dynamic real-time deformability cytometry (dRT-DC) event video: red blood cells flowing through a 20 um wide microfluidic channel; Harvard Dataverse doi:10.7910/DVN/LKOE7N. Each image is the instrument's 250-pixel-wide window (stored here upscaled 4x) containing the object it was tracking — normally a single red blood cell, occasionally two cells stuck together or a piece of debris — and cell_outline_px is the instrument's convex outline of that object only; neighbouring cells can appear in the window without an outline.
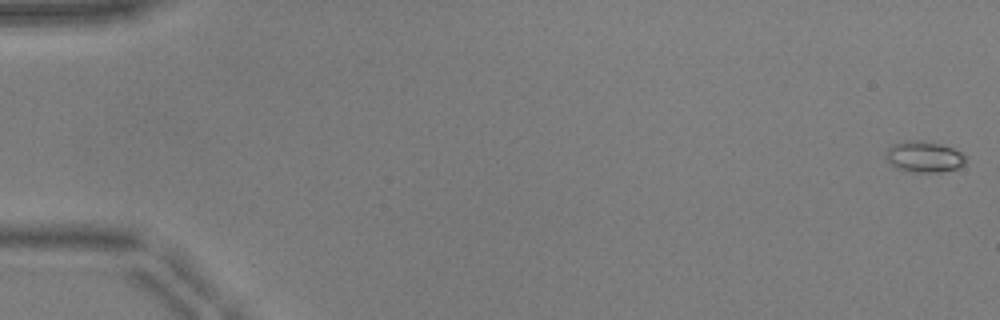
{"species": "common noctule bat (a hibernating species)", "species_latin": "Nyctalus noctula", "temperature_condition": "warm", "stored_images_in_passage": 52, "camera_frame_rate_fps": 3000, "um_per_image_px": 0.085, "animal": {"sex": "male", "body_mass_g": 17.9, "forearm_length_mm": 54.2}, "frame": {"image": 1, "passage_image": 1, "time_ms": 0.0, "image_size_px": [1000, 320], "cell_outline_px": [[964, 164], [956, 168], [940, 172], [908, 172], [896, 168], [884, 156], [888, 148], [892, 144], [908, 140], [920, 140], [940, 144], [952, 148], [960, 152], [964, 156]], "centroid_in_image_um": [78.5, 13.32], "position_along_channel_um": 6.5, "area_um2": 14.33}}
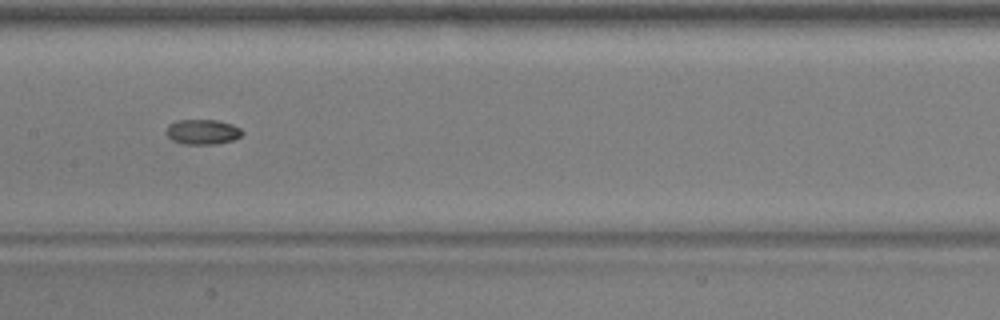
{"frame": {"image": 2, "passage_image": 27, "time_ms": 8.667, "image_size_px": [1000, 320], "cell_outline_px": [[244, 132], [236, 140], [216, 144], [184, 144], [172, 140], [164, 132], [168, 124], [180, 120], [216, 120], [232, 124], [240, 128]], "centroid_in_image_um": [17.22, 11.21], "position_along_channel_um": 190.2, "area_um2": 11.21}}
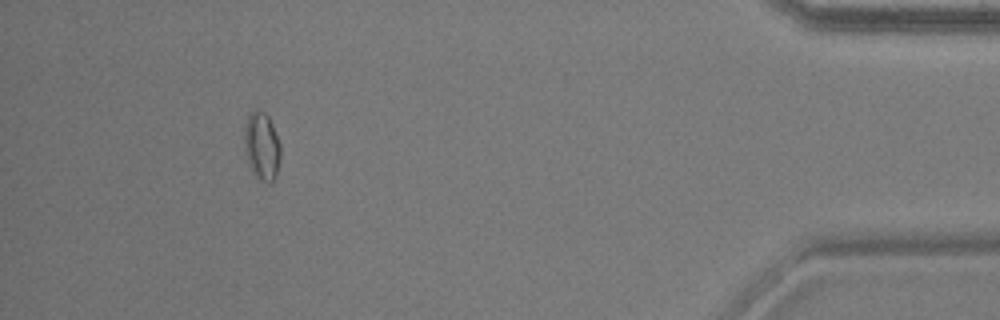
{"frame": {"image": 3, "passage_image": 48, "time_ms": 15.667, "image_size_px": [1000, 320], "cell_outline_px": [[280, 160], [276, 176], [272, 184], [260, 180], [252, 172], [248, 164], [244, 148], [244, 128], [248, 116], [256, 108], [264, 112], [268, 116], [272, 124], [280, 144]], "centroid_in_image_um": [22.25, 12.44], "position_along_channel_um": 413.0, "area_um2": 14.51}, "authors_computed_cell_mechanics": {"area_um2": 11.9068, "velocity_mm_per_s": 3.9802, "shape_relaxation_time_tau1_ms": 8.184, "shape_relaxation_time_tau2_ms": 3.1618, "deformation_change_tau1": 0.2328, "deformation_change_tau2": 0.0543}}